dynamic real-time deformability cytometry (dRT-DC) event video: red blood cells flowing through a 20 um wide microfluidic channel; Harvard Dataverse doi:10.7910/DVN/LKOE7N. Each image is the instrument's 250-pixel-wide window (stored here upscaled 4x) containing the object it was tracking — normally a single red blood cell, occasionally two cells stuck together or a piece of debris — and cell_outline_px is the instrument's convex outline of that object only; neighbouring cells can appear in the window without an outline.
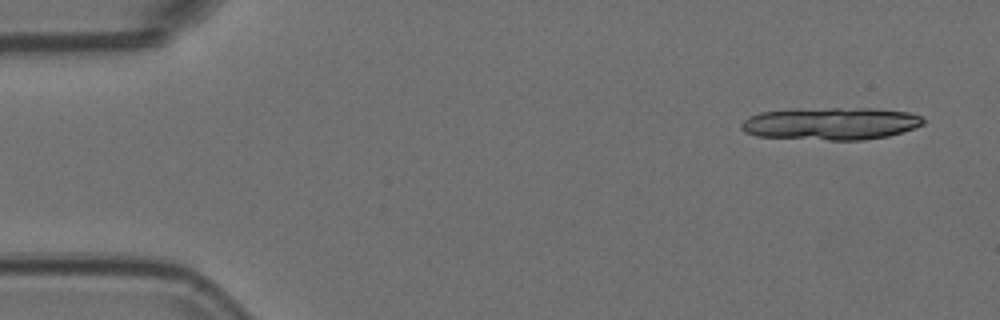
{"species": "Egyptian fruit bat (a non-hibernating species)", "species_latin": "Rousettus aegyptiacus", "temperature_condition": "room temperature", "stored_images_in_passage": 4, "camera_frame_rate_fps": 3000, "um_per_image_px": 0.085, "animal": {"sex": "female"}, "frame": {"image": 1, "passage_image": 1, "time_ms": 0.0, "image_size_px": [1000, 320], "cell_outline_px": [[924, 124], [888, 136], [864, 140], [828, 140], [756, 136], [744, 132], [740, 128], [740, 124], [748, 116], [760, 112], [788, 108], [872, 108], [908, 112], [920, 116], [924, 120]], "centroid_in_image_um": [70.55, 10.49], "position_along_channel_um": 14.5, "area_um2": 34.8}}
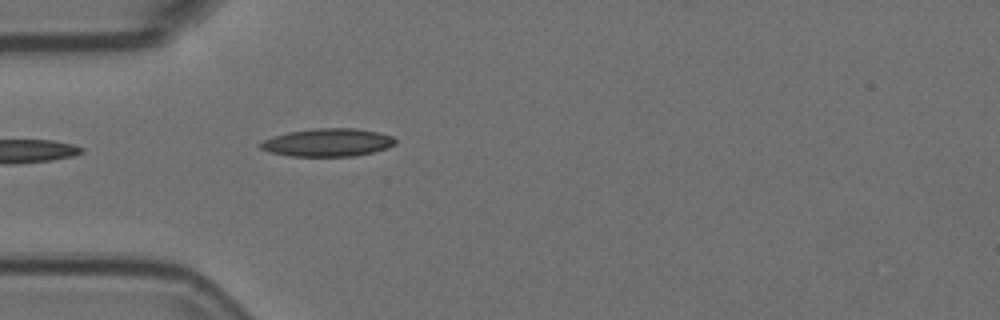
{"frame": {"image": 2, "passage_image": 4, "time_ms": 1.0, "image_size_px": [1000, 320], "cell_outline_px": [[396, 144], [388, 148], [356, 156], [292, 156], [268, 152], [260, 148], [256, 144], [272, 136], [288, 132], [316, 128], [356, 128], [380, 132], [392, 136], [396, 140]], "centroid_in_image_um": [27.85, 12.11], "position_along_channel_um": 57.1, "area_um2": 22.2}}